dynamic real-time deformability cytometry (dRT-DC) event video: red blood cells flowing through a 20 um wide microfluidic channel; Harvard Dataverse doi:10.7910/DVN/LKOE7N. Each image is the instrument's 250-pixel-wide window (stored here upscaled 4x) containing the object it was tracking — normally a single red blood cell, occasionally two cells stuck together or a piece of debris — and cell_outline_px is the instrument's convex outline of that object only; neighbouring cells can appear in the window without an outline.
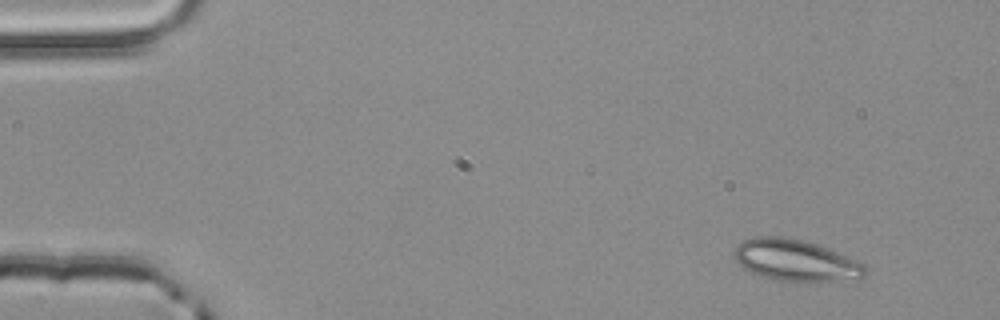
{"species": "common noctule bat (a hibernating species)", "species_latin": "Nyctalus noctula", "temperature_condition": "room temperature", "stored_images_in_passage": 3, "camera_frame_rate_fps": 3000, "um_per_image_px": 0.085, "animal": {"sex": "male", "body_mass_g": 20.4}, "frame": {"image": 1, "passage_image": 1, "time_ms": 0.0, "image_size_px": [1000, 320], "cell_outline_px": [[868, 272], [864, 276], [836, 280], [788, 284], [772, 280], [752, 272], [744, 268], [736, 260], [732, 252], [736, 244], [744, 240], [756, 236], [784, 236], [804, 240], [828, 248], [864, 264]], "centroid_in_image_um": [67.57, 22.14], "position_along_channel_um": 17.4, "area_um2": 32.14}}